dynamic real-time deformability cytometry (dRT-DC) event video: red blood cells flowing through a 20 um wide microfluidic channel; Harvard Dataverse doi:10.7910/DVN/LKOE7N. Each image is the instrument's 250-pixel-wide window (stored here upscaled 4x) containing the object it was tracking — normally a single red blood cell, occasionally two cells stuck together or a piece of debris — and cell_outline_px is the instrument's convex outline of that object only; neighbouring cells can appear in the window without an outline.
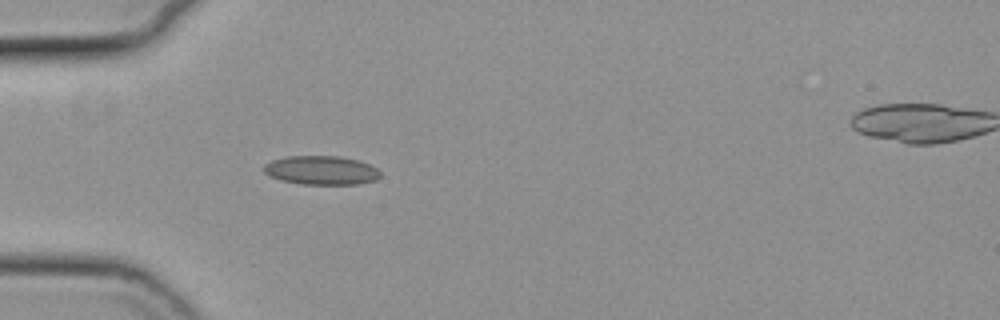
{"species": "common noctule bat (a hibernating species)", "species_latin": "Nyctalus noctula", "temperature_condition": "cold", "stored_images_in_passage": 28, "camera_frame_rate_fps": 3000, "um_per_image_px": 0.085, "animal": {"sex": "female", "body_mass_g": 19.3, "forearm_length_mm": 54.1}, "frame": {"image": 1, "passage_image": 1, "time_ms": 0.0, "image_size_px": [1000, 320], "cell_outline_px": [[380, 176], [376, 180], [360, 184], [300, 184], [280, 180], [268, 176], [264, 172], [264, 164], [272, 160], [288, 156], [340, 156], [360, 160], [376, 168], [380, 172]], "centroid_in_image_um": [27.3, 14.47], "position_along_channel_um": 57.7, "area_um2": 19.77}}
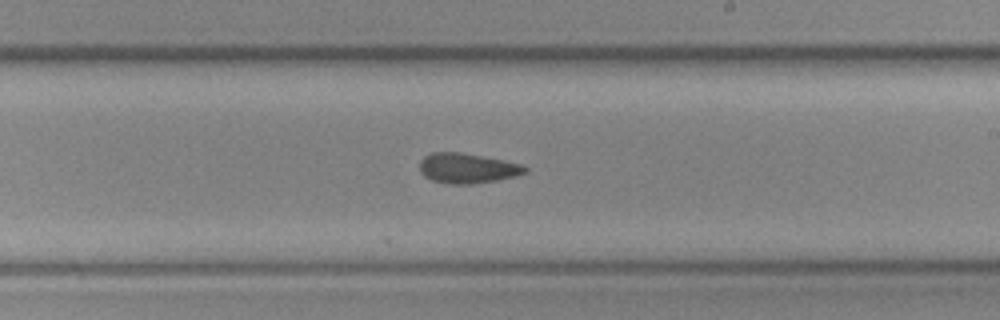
{"frame": {"image": 2, "passage_image": 17, "time_ms": 5.333, "image_size_px": [1000, 320], "cell_outline_px": [[528, 172], [516, 176], [496, 180], [472, 184], [452, 184], [432, 180], [424, 176], [420, 172], [420, 160], [424, 156], [432, 152], [460, 152], [504, 160], [520, 164], [528, 168]], "centroid_in_image_um": [39.72, 14.29], "position_along_channel_um": 249.3, "area_um2": 18.44}}
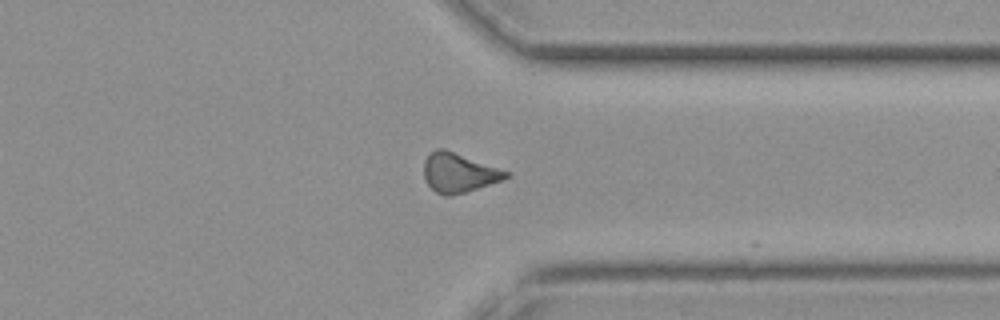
{"frame": {"image": 3, "passage_image": 27, "time_ms": 8.667, "image_size_px": [1000, 320], "cell_outline_px": [[512, 176], [504, 180], [452, 196], [444, 196], [436, 192], [428, 184], [424, 176], [424, 160], [436, 148], [444, 148], [508, 172]], "centroid_in_image_um": [38.99, 14.7], "position_along_channel_um": 372.4, "area_um2": 18.61}}